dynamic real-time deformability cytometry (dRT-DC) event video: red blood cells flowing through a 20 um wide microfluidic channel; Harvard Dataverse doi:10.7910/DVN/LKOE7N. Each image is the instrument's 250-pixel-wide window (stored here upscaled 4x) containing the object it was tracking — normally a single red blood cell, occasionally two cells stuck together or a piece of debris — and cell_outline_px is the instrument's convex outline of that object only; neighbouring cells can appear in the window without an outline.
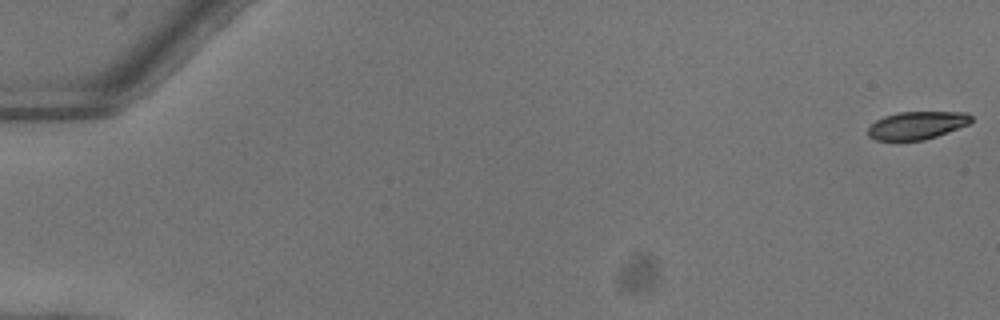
{"species": "common noctule bat (a hibernating species)", "species_latin": "Nyctalus noctula", "temperature_condition": "warm", "stored_images_in_passage": 53, "camera_frame_rate_fps": 3000, "um_per_image_px": 0.085, "animal": {"sex": "female"}, "frame": {"image": 1, "passage_image": 1, "time_ms": 0.0, "image_size_px": [1000, 320], "cell_outline_px": [[972, 120], [968, 124], [936, 136], [924, 140], [876, 140], [868, 136], [868, 128], [876, 120], [884, 116], [900, 112], [968, 112], [972, 116]], "centroid_in_image_um": [77.93, 10.64], "position_along_channel_um": 7.1, "area_um2": 16.59}}
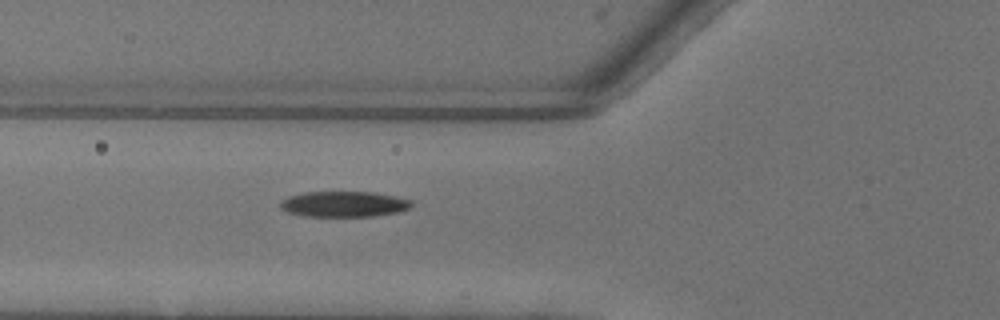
{"frame": {"image": 2, "passage_image": 21, "time_ms": 6.667, "image_size_px": [1000, 320], "cell_outline_px": [[412, 204], [408, 208], [396, 212], [372, 216], [304, 216], [288, 212], [280, 208], [280, 204], [288, 196], [304, 192], [376, 192], [396, 196], [412, 200]], "centroid_in_image_um": [29.23, 17.34], "position_along_channel_um": 96.6, "area_um2": 19.48}}
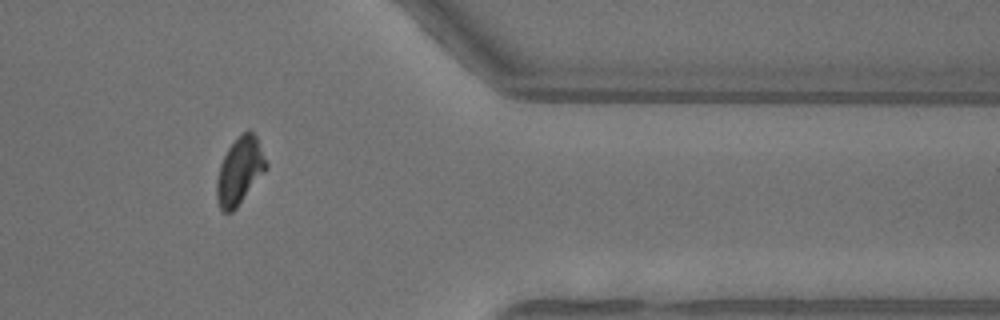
{"frame": {"image": 3, "passage_image": 44, "time_ms": 14.333, "image_size_px": [1000, 320], "cell_outline_px": [[268, 168], [236, 208], [232, 212], [224, 212], [220, 208], [216, 200], [216, 180], [220, 164], [228, 148], [248, 128], [256, 136], [268, 164]], "centroid_in_image_um": [20.37, 14.55], "position_along_channel_um": 391.0, "area_um2": 19.19}, "authors_computed_cell_mechanics": {"area_um2": 19.4786, "velocity_mm_per_s": 4.0593, "shape_relaxation_time_tau1_ms": 3.4434, "shape_relaxation_time_tau2_ms": 3.3377, "deformation_change_tau1": 0.1435, "deformation_change_tau2": 0.0858}}